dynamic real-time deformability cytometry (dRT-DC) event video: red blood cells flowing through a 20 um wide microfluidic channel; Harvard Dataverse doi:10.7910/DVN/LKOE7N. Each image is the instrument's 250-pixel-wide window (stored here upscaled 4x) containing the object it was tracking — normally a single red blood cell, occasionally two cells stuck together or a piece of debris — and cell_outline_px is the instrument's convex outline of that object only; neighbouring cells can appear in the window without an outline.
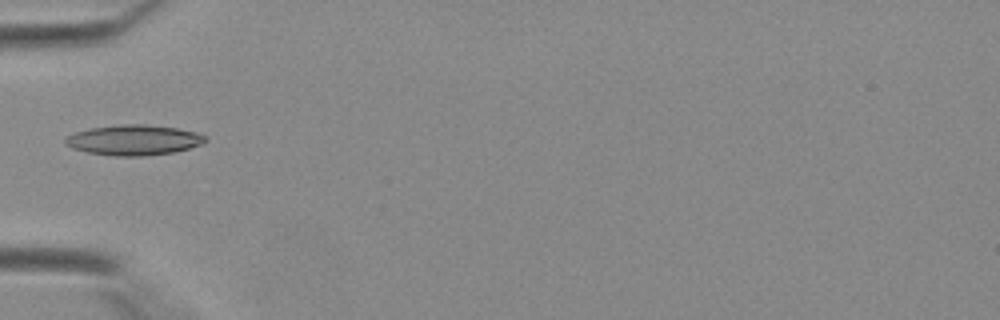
{"species": "Egyptian fruit bat (a non-hibernating species)", "species_latin": "Rousettus aegyptiacus", "temperature_condition": "warm", "stored_images_in_passage": 10, "camera_frame_rate_fps": 3000, "um_per_image_px": 0.085, "animal": {"sex": "female"}, "frame": {"image": 1, "passage_image": 1, "time_ms": 0.0, "image_size_px": [1000, 320], "cell_outline_px": [[208, 140], [204, 144], [176, 152], [144, 156], [112, 156], [88, 152], [72, 148], [64, 144], [64, 140], [68, 136], [76, 132], [92, 128], [120, 124], [144, 124], [176, 128], [196, 132], [204, 136]], "centroid_in_image_um": [11.4, 11.91], "position_along_channel_um": 73.6, "area_um2": 24.8}}
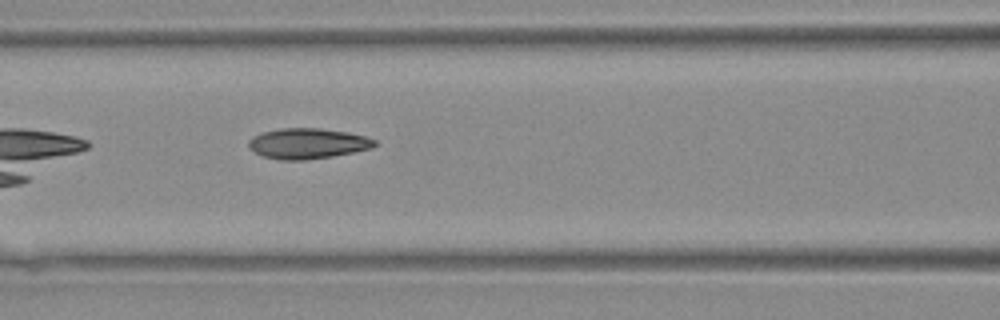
{"frame": {"image": 2, "passage_image": 5, "time_ms": 1.333, "image_size_px": [1000, 320], "cell_outline_px": [[376, 144], [372, 148], [332, 156], [304, 160], [280, 160], [264, 156], [248, 148], [248, 140], [252, 136], [264, 132], [280, 128], [320, 128], [348, 132], [364, 136], [376, 140]], "centroid_in_image_um": [26.13, 12.19], "position_along_channel_um": 140.5, "area_um2": 22.31}}